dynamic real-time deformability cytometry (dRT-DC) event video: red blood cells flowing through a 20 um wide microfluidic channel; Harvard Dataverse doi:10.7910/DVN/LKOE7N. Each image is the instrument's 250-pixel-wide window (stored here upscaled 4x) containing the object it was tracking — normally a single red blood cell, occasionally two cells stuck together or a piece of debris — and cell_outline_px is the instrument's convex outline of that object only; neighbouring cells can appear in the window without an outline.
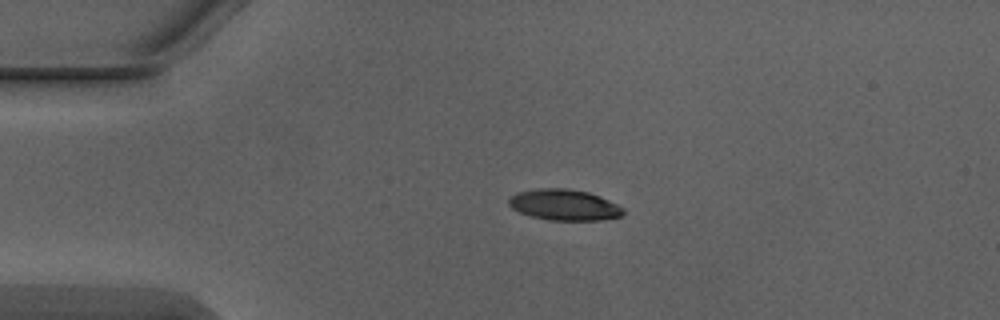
{"species": "Egyptian fruit bat (a non-hibernating species)", "species_latin": "Rousettus aegyptiacus", "temperature_condition": "warm", "stored_images_in_passage": 2, "camera_frame_rate_fps": 3000, "um_per_image_px": 0.085, "animal": {"sex": "male"}, "frame": {"image": 1, "passage_image": 2, "time_ms": 0.333, "image_size_px": [1000, 320], "cell_outline_px": [[624, 212], [620, 216], [600, 220], [552, 220], [532, 216], [520, 212], [512, 208], [508, 204], [508, 200], [516, 192], [540, 188], [568, 188], [588, 192], [600, 196], [624, 208]], "centroid_in_image_um": [47.95, 17.4], "position_along_channel_um": 37.0, "area_um2": 20.52}}